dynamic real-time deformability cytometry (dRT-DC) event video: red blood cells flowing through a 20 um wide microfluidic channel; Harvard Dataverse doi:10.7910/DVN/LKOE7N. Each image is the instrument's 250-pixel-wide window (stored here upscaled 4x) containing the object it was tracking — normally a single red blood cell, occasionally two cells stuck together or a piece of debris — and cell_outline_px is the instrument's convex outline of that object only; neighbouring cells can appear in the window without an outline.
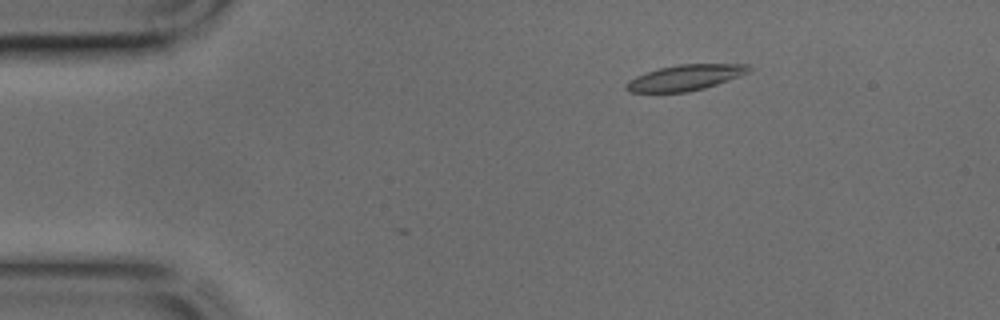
{"species": "common noctule bat (a hibernating species)", "species_latin": "Nyctalus noctula", "temperature_condition": "cold", "stored_images_in_passage": 42, "camera_frame_rate_fps": 3000, "um_per_image_px": 0.085, "animal": {"sex": "male", "body_mass_g": 17.9, "forearm_length_mm": 54.2}, "frame": {"image": 1, "passage_image": 5, "time_ms": 1.333, "image_size_px": [1000, 320], "cell_outline_px": [[752, 68], [748, 72], [740, 76], [704, 88], [688, 92], [628, 92], [624, 88], [624, 84], [628, 80], [636, 76], [660, 68], [680, 64], [748, 64]], "centroid_in_image_um": [58.22, 6.6], "position_along_channel_um": 26.8, "area_um2": 18.26}}
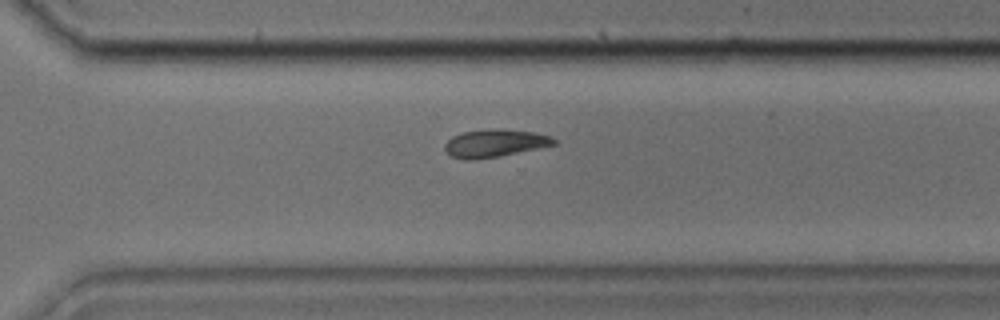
{"frame": {"image": 2, "passage_image": 29, "time_ms": 9.333, "image_size_px": [1000, 320], "cell_outline_px": [[556, 144], [500, 156], [476, 160], [464, 160], [452, 156], [444, 148], [444, 144], [452, 136], [464, 132], [484, 128], [532, 132], [548, 136], [556, 140]], "centroid_in_image_um": [41.99, 12.18], "position_along_channel_um": 328.6, "area_um2": 17.4}}
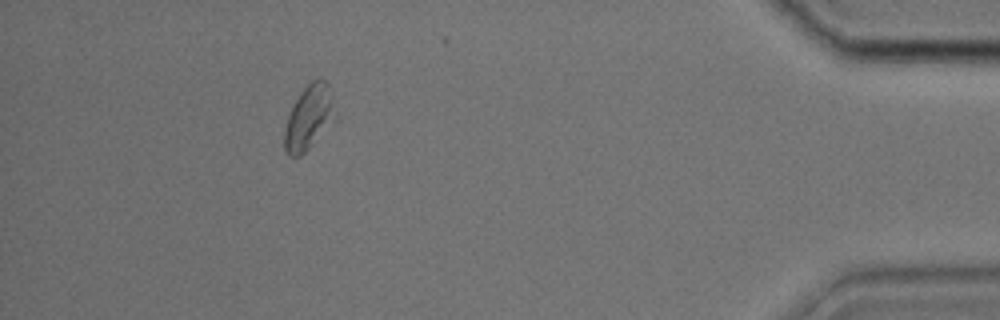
{"frame": {"image": 3, "passage_image": 38, "time_ms": 12.333, "image_size_px": [1000, 320], "cell_outline_px": [[336, 120], [300, 156], [288, 156], [284, 148], [284, 128], [292, 104], [300, 92], [312, 80], [328, 80], [332, 92], [336, 116]], "centroid_in_image_um": [26.27, 9.96], "position_along_channel_um": 408.9, "area_um2": 19.25}}